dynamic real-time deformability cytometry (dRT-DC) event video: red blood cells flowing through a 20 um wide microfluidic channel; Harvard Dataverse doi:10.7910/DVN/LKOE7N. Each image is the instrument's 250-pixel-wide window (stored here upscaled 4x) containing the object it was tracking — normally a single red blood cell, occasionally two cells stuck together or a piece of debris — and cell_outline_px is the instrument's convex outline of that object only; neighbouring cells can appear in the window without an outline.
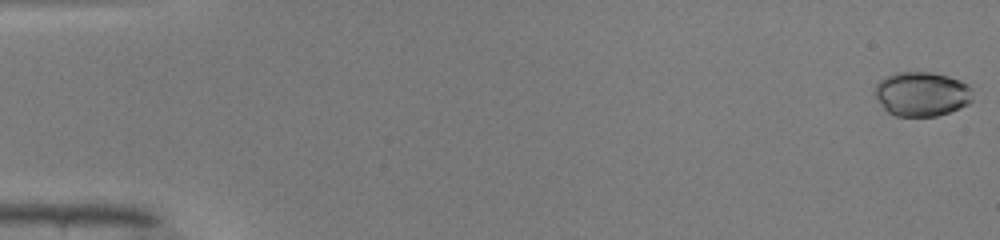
{"species": "common noctule bat (a hibernating species)", "species_latin": "Nyctalus noctula", "temperature_condition": "warm", "stored_images_in_passage": 50, "camera_frame_rate_fps": 3000, "um_per_image_px": 0.085, "animal": {"sex": "male", "body_mass_g": 19.0, "forearm_length_mm": 50.8}, "frame": {"image": 1, "passage_image": 1, "time_ms": 0.0, "image_size_px": [1000, 240], "cell_outline_px": [[972, 100], [968, 104], [960, 108], [936, 116], [896, 116], [888, 112], [884, 108], [872, 92], [876, 84], [884, 76], [896, 72], [932, 72], [948, 76], [960, 80], [968, 84], [972, 88]], "centroid_in_image_um": [78.34, 7.97], "position_along_channel_um": 6.7, "area_um2": 25.61}}
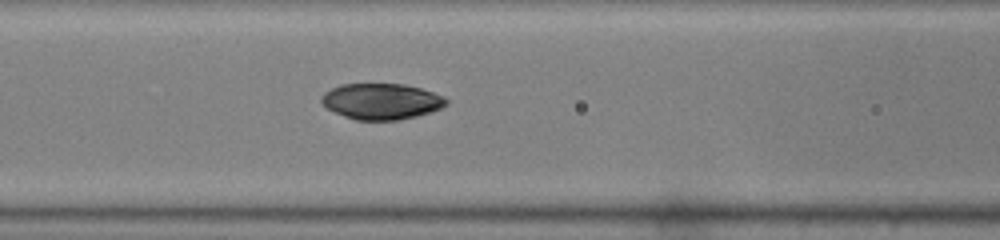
{"frame": {"image": 2, "passage_image": 22, "time_ms": 7.0, "image_size_px": [1000, 240], "cell_outline_px": [[448, 104], [432, 112], [400, 120], [356, 120], [344, 116], [328, 108], [320, 100], [320, 96], [324, 92], [340, 84], [404, 84], [420, 88], [444, 96], [448, 100]], "centroid_in_image_um": [32.43, 8.61], "position_along_channel_um": 134.2, "area_um2": 26.18}}
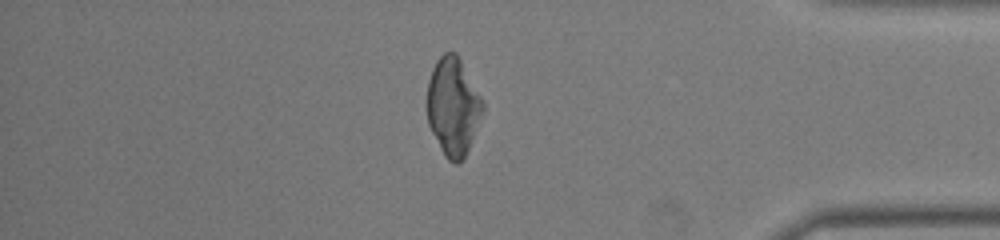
{"frame": {"image": 3, "passage_image": 43, "time_ms": 14.0, "image_size_px": [1000, 240], "cell_outline_px": [[484, 108], [468, 148], [464, 156], [456, 164], [448, 160], [444, 156], [428, 124], [428, 80], [432, 68], [436, 60], [444, 52], [456, 52], [480, 96], [484, 104]], "centroid_in_image_um": [38.49, 9.04], "position_along_channel_um": 396.7, "area_um2": 31.1}, "authors_computed_cell_mechanics": {"area_um2": 27.5417, "velocity_mm_per_s": 4.1357, "shape_relaxation_time_tau1_ms": 4.2576, "shape_relaxation_time_tau2_ms": 2.0544, "deformation_change_tau1": 0.1248, "deformation_change_tau2": 0.0378}}